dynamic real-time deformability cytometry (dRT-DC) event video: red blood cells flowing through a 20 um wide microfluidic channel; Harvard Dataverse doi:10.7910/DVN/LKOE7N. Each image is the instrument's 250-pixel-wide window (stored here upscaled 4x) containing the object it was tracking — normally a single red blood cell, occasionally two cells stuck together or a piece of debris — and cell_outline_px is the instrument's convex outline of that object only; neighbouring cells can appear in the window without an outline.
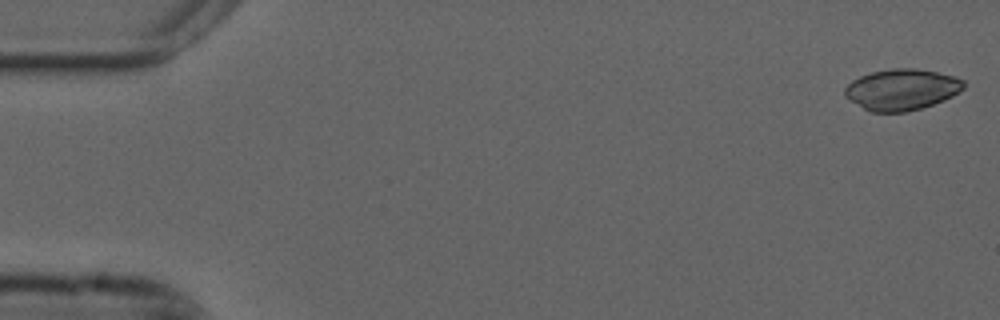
{"species": "common noctule bat (a hibernating species)", "species_latin": "Nyctalus noctula", "temperature_condition": "cold", "stored_images_in_passage": 55, "camera_frame_rate_fps": 3000, "um_per_image_px": 0.085, "animal": {"sex": "male", "forearm_length_mm": 52.5}, "frame": {"image": 1, "passage_image": 1, "time_ms": 0.0, "image_size_px": [1000, 320], "cell_outline_px": [[964, 88], [952, 96], [944, 100], [920, 108], [904, 112], [872, 112], [864, 108], [844, 96], [844, 88], [852, 80], [860, 76], [872, 72], [892, 68], [916, 68], [956, 76], [964, 80]], "centroid_in_image_um": [76.65, 7.6], "position_along_channel_um": 8.4, "area_um2": 28.38}}
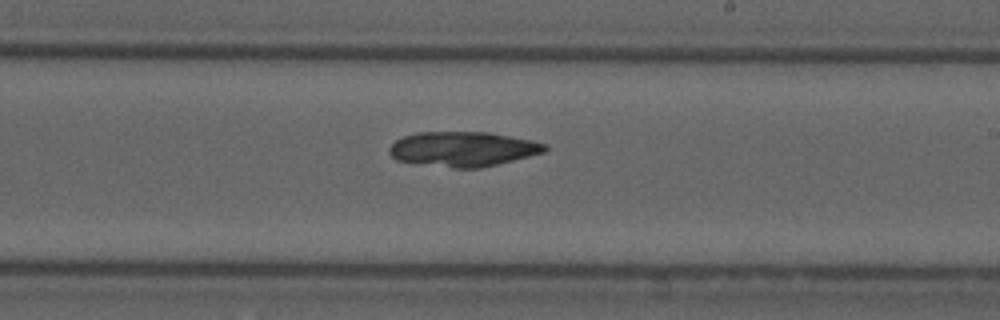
{"frame": {"image": 2, "passage_image": 32, "time_ms": 10.333, "image_size_px": [1000, 320], "cell_outline_px": [[548, 148], [544, 152], [480, 168], [452, 168], [396, 160], [388, 152], [388, 148], [396, 140], [404, 136], [416, 132], [488, 132], [532, 140], [548, 144]], "centroid_in_image_um": [39.34, 12.66], "position_along_channel_um": 249.7, "area_um2": 31.44}}
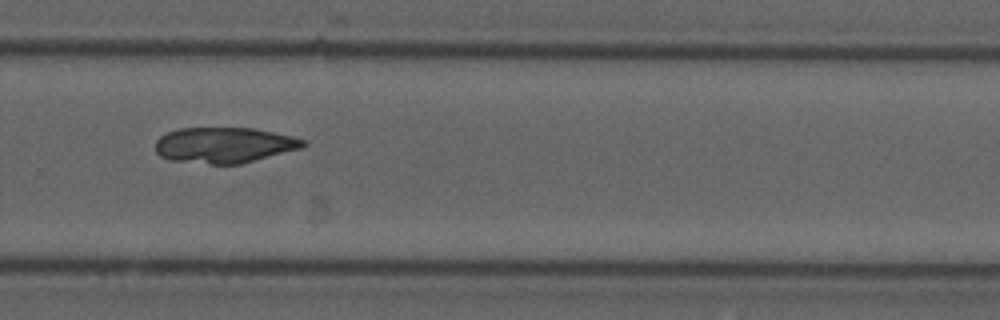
{"frame": {"image": 3, "passage_image": 37, "time_ms": 12.0, "image_size_px": [1000, 320], "cell_outline_px": [[308, 144], [304, 148], [240, 164], [212, 164], [172, 160], [160, 156], [156, 152], [156, 140], [160, 136], [168, 132], [180, 128], [252, 128], [292, 136], [304, 140]], "centroid_in_image_um": [19.09, 12.33], "position_along_channel_um": 310.7, "area_um2": 30.69}}